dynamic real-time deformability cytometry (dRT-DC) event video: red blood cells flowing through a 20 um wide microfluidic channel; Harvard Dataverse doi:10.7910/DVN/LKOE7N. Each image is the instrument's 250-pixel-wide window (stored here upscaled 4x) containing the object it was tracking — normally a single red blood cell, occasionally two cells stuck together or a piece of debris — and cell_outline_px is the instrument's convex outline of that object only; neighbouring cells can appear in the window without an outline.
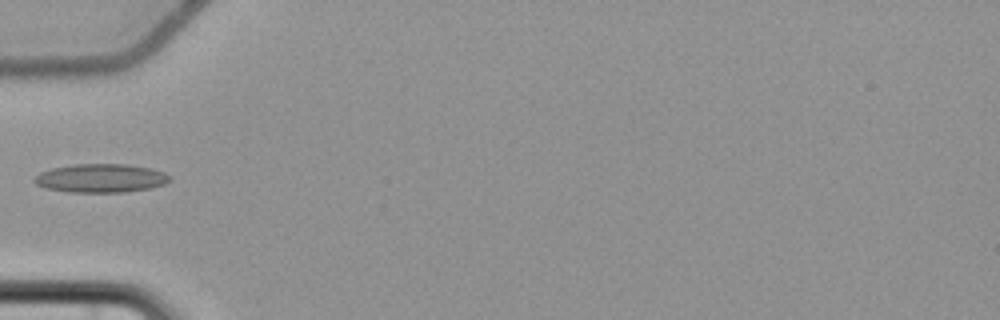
{"species": "common noctule bat (a hibernating species)", "species_latin": "Nyctalus noctula", "temperature_condition": "cold", "stored_images_in_passage": 6, "camera_frame_rate_fps": 3000, "um_per_image_px": 0.085, "animal": {"sex": "female", "body_mass_g": 22.7, "forearm_length_mm": 54.2}, "frame": {"image": 1, "passage_image": 6, "time_ms": 5.667, "image_size_px": [1000, 320], "cell_outline_px": [[172, 180], [164, 184], [152, 188], [124, 192], [68, 192], [44, 188], [36, 184], [32, 180], [40, 172], [52, 168], [72, 164], [128, 164], [152, 168], [164, 172], [172, 176]], "centroid_in_image_um": [8.6, 15.14], "position_along_channel_um": 76.4, "area_um2": 22.89}}